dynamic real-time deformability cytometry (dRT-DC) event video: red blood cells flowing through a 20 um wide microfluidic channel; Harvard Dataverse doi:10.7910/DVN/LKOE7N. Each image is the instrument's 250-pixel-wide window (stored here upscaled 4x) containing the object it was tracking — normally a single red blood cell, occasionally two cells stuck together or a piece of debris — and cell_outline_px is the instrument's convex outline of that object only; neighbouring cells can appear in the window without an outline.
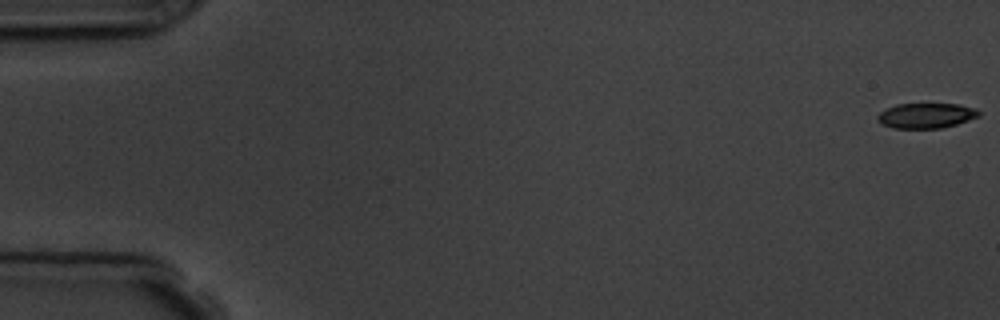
{"species": "common noctule bat (a hibernating species)", "species_latin": "Nyctalus noctula", "temperature_condition": "room temperature", "stored_images_in_passage": 5, "camera_frame_rate_fps": 3000, "um_per_image_px": 0.085, "animal": {"sex": "male", "body_mass_g": 19.5, "forearm_length_mm": 54.6}, "frame": {"image": 1, "passage_image": 1, "time_ms": 0.0, "image_size_px": [1000, 320], "cell_outline_px": [[980, 116], [956, 124], [940, 128], [892, 128], [880, 124], [876, 120], [876, 116], [880, 112], [896, 104], [960, 104], [976, 108], [980, 112]], "centroid_in_image_um": [78.7, 9.82], "position_along_channel_um": 6.3, "area_um2": 14.91}}
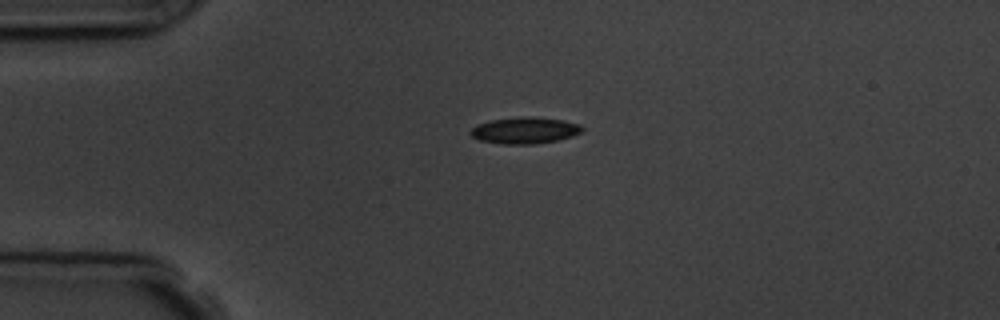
{"frame": {"image": 2, "passage_image": 4, "time_ms": 4.333, "image_size_px": [1000, 320], "cell_outline_px": [[584, 128], [580, 132], [572, 136], [556, 140], [536, 144], [504, 144], [480, 140], [472, 136], [468, 132], [476, 124], [492, 120], [520, 116], [532, 116], [564, 120], [580, 124]], "centroid_in_image_um": [44.6, 11.07], "position_along_channel_um": 40.4, "area_um2": 17.28}}